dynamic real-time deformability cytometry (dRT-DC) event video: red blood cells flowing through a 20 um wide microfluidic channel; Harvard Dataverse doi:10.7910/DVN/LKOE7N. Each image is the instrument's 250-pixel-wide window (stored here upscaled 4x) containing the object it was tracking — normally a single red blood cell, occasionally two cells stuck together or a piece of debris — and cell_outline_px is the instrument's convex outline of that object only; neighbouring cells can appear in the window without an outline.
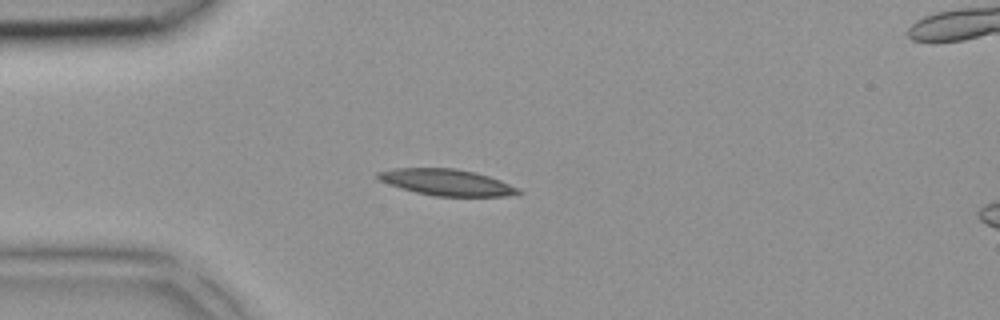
{"species": "common noctule bat (a hibernating species)", "species_latin": "Nyctalus noctula", "temperature_condition": "room temperature", "stored_images_in_passage": 2, "camera_frame_rate_fps": 3000, "um_per_image_px": 0.085, "animal": {"sex": "female", "body_mass_g": 18.4}, "frame": {"image": 1, "passage_image": 2, "time_ms": 0.333, "image_size_px": [1000, 320], "cell_outline_px": [[520, 192], [504, 196], [436, 196], [416, 192], [400, 188], [388, 184], [380, 180], [376, 176], [376, 172], [396, 168], [456, 168], [476, 172], [500, 180], [520, 188]], "centroid_in_image_um": [37.94, 15.49], "position_along_channel_um": 47.1, "area_um2": 21.44}}